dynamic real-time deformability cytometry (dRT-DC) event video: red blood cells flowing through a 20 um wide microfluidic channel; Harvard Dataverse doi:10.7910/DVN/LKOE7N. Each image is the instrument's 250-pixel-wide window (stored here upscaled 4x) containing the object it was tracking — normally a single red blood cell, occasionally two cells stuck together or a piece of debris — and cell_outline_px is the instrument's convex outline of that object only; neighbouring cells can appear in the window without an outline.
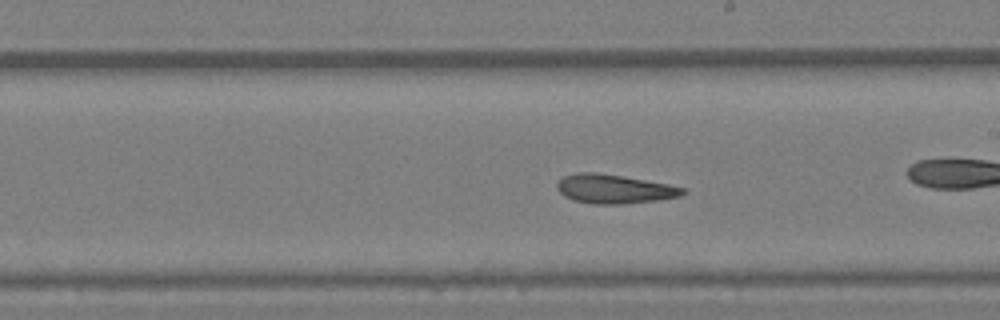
{"species": "Egyptian fruit bat (a non-hibernating species)", "species_latin": "Rousettus aegyptiacus", "temperature_condition": "warm", "stored_images_in_passage": 44, "camera_frame_rate_fps": 3000, "um_per_image_px": 0.085, "animal": {"sex": "female"}, "frame": {"image": 1, "passage_image": 19, "time_ms": 6.0, "image_size_px": [1000, 320], "cell_outline_px": [[684, 192], [680, 196], [656, 200], [624, 204], [592, 204], [572, 200], [564, 196], [556, 188], [556, 184], [564, 176], [576, 172], [596, 172], [624, 176], [668, 184], [684, 188]], "centroid_in_image_um": [52.15, 16.06], "position_along_channel_um": 236.8, "area_um2": 21.27}}
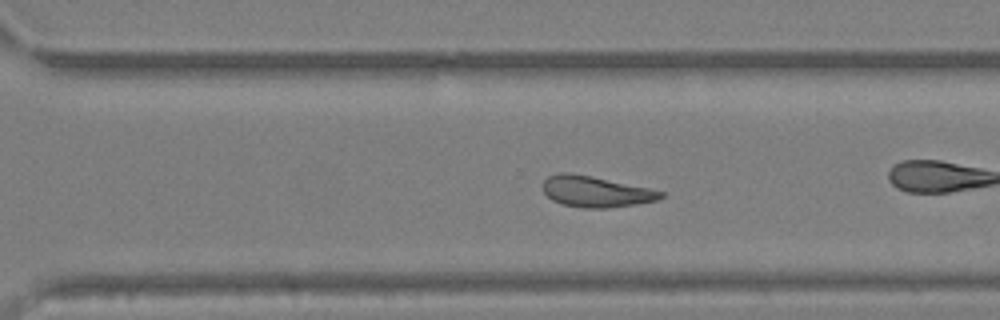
{"frame": {"image": 2, "passage_image": 26, "time_ms": 8.333, "image_size_px": [1000, 320], "cell_outline_px": [[664, 196], [660, 200], [636, 204], [608, 208], [580, 208], [560, 204], [552, 200], [544, 192], [544, 180], [548, 176], [560, 172], [572, 172], [592, 176], [648, 188], [664, 192]], "centroid_in_image_um": [50.63, 16.29], "position_along_channel_um": 320.0, "area_um2": 21.39}}
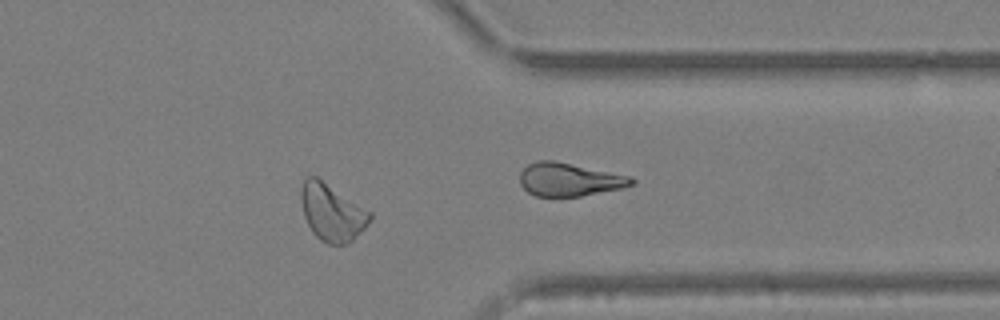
{"frame": {"image": 3, "passage_image": 32, "time_ms": 10.333, "image_size_px": [1000, 320], "cell_outline_px": [[372, 216], [368, 224], [348, 244], [328, 244], [320, 240], [312, 232], [304, 216], [300, 200], [300, 188], [304, 176], [316, 176], [372, 212]], "centroid_in_image_um": [28.19, 18.03], "position_along_channel_um": 383.2, "area_um2": 23.0}, "authors_computed_cell_mechanics": {"area_um2": 21.9929, "velocity_mm_per_s": 3.573, "shape_relaxation_time_tau1_ms": null, "shape_relaxation_time_tau2_ms": 2.3997, "deformation_change_tau1": null, "deformation_change_tau2": 0.1049}}